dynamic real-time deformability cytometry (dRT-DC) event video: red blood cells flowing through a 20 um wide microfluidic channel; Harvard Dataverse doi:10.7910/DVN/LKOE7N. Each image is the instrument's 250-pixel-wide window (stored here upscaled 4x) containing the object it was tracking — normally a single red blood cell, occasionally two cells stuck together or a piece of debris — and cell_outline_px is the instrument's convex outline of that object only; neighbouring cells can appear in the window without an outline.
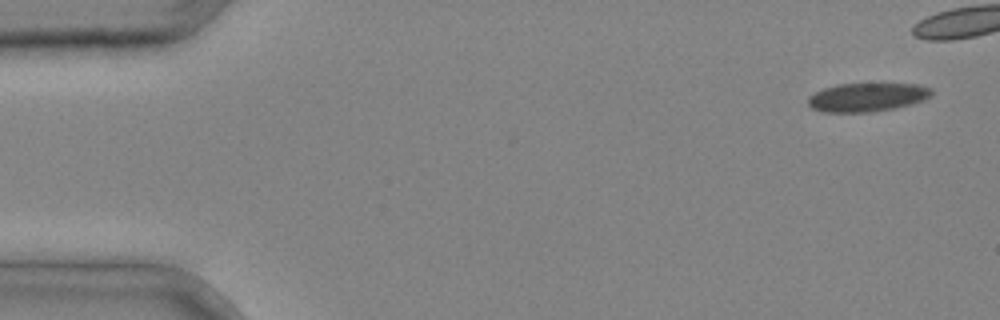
{"species": "common noctule bat (a hibernating species)", "species_latin": "Nyctalus noctula", "temperature_condition": "cold", "stored_images_in_passage": 6, "camera_frame_rate_fps": 3000, "um_per_image_px": 0.085, "animal": {"sex": "male", "body_mass_g": 20.4}, "frame": {"image": 1, "passage_image": 1, "time_ms": 0.0, "image_size_px": [1000, 320], "cell_outline_px": [[932, 96], [924, 100], [892, 108], [872, 112], [824, 112], [812, 108], [808, 104], [808, 96], [824, 88], [836, 84], [920, 84], [932, 88]], "centroid_in_image_um": [73.71, 8.26], "position_along_channel_um": 11.3, "area_um2": 20.52}}
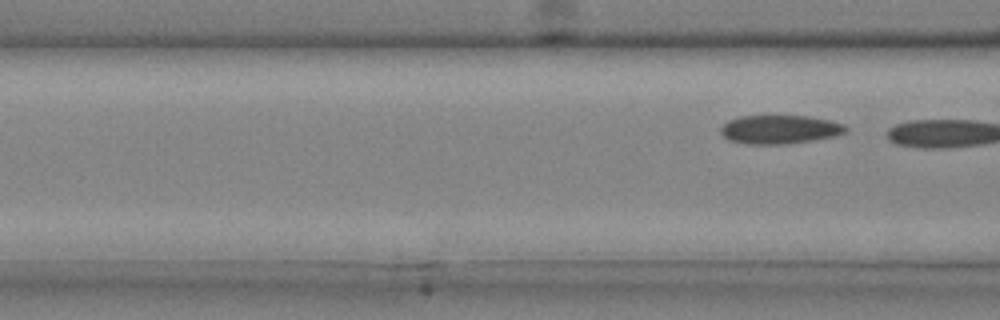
{"frame": {"image": 2, "passage_image": 6, "time_ms": 1.667, "image_size_px": [1000, 320], "cell_outline_px": [[848, 132], [836, 136], [812, 140], [784, 144], [748, 144], [728, 140], [720, 132], [720, 128], [728, 120], [740, 116], [808, 116], [828, 120], [844, 124], [848, 128]], "centroid_in_image_um": [66.29, 11.0], "position_along_channel_um": 100.3, "area_um2": 20.92}}